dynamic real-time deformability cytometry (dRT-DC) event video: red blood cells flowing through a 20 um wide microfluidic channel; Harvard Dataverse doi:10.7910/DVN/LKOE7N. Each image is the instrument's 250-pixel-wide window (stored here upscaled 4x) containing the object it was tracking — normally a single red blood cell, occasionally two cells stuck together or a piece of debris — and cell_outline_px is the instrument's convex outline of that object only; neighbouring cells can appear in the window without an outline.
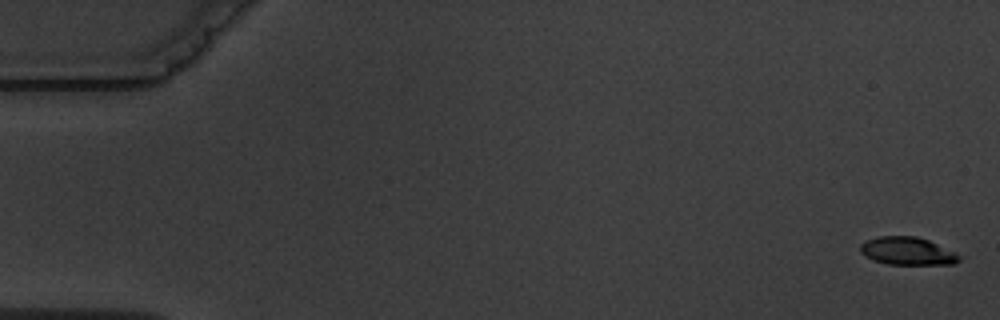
{"species": "common noctule bat (a hibernating species)", "species_latin": "Nyctalus noctula", "temperature_condition": "warm", "stored_images_in_passage": 6, "camera_frame_rate_fps": 3000, "um_per_image_px": 0.085, "animal": {"sex": "male", "body_mass_g": 19.5, "forearm_length_mm": 54.6}, "frame": {"image": 1, "passage_image": 1, "time_ms": 0.0, "image_size_px": [1000, 320], "cell_outline_px": [[960, 260], [952, 264], [888, 264], [872, 260], [864, 256], [860, 252], [860, 244], [868, 240], [880, 236], [916, 236], [928, 240], [960, 256]], "centroid_in_image_um": [77.06, 21.34], "position_along_channel_um": 7.9, "area_um2": 15.78}}
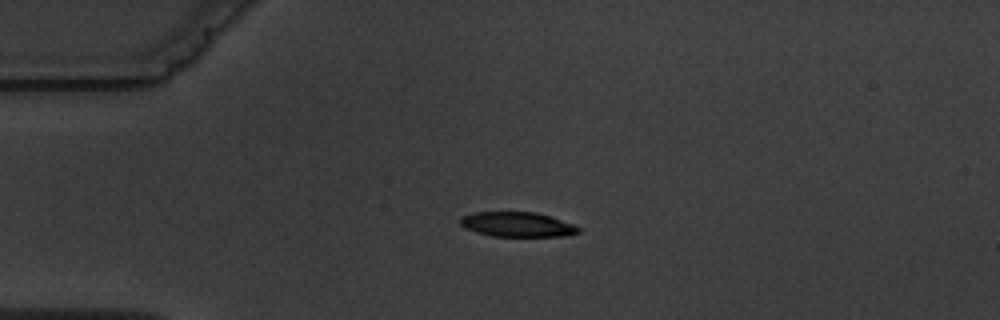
{"frame": {"image": 2, "passage_image": 4, "time_ms": 4.333, "image_size_px": [1000, 320], "cell_outline_px": [[580, 232], [568, 236], [492, 236], [476, 232], [464, 228], [460, 224], [460, 216], [472, 212], [536, 212], [572, 224], [580, 228]], "centroid_in_image_um": [43.92, 19.08], "position_along_channel_um": 41.1, "area_um2": 17.05}}
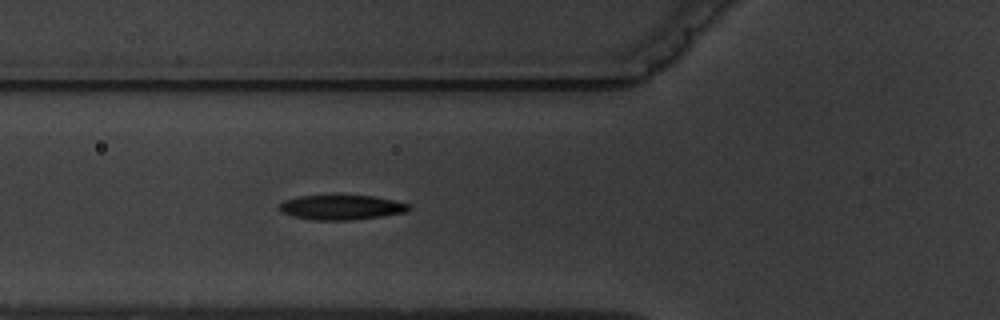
{"frame": {"image": 3, "passage_image": 6, "time_ms": 6.667, "image_size_px": [1000, 320], "cell_outline_px": [[412, 208], [404, 212], [380, 216], [352, 220], [316, 220], [296, 216], [280, 212], [280, 204], [284, 200], [300, 196], [372, 196], [396, 200], [412, 204]], "centroid_in_image_um": [29.07, 17.62], "position_along_channel_um": 96.7, "area_um2": 18.44}}